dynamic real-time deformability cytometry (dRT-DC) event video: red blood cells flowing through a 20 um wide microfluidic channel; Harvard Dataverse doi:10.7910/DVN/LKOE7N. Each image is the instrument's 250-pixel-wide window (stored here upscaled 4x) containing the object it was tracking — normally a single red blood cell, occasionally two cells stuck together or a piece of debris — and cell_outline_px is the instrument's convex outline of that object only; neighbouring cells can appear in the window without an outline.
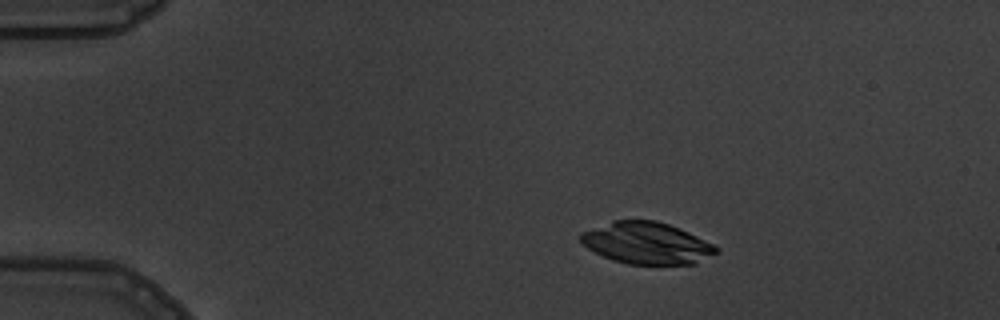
{"species": "common noctule bat (a hibernating species)", "species_latin": "Nyctalus noctula", "temperature_condition": "warm", "stored_images_in_passage": 6, "camera_frame_rate_fps": 3000, "um_per_image_px": 0.085, "animal": {"sex": "male", "body_mass_g": 19.5, "forearm_length_mm": 54.6}, "frame": {"image": 1, "passage_image": 3, "time_ms": 2.333, "image_size_px": [1000, 320], "cell_outline_px": [[720, 252], [696, 264], [628, 264], [612, 260], [588, 248], [580, 240], [580, 232], [612, 220], [656, 220], [680, 228], [720, 248]], "centroid_in_image_um": [54.99, 20.66], "position_along_channel_um": 30.0, "area_um2": 33.06}}